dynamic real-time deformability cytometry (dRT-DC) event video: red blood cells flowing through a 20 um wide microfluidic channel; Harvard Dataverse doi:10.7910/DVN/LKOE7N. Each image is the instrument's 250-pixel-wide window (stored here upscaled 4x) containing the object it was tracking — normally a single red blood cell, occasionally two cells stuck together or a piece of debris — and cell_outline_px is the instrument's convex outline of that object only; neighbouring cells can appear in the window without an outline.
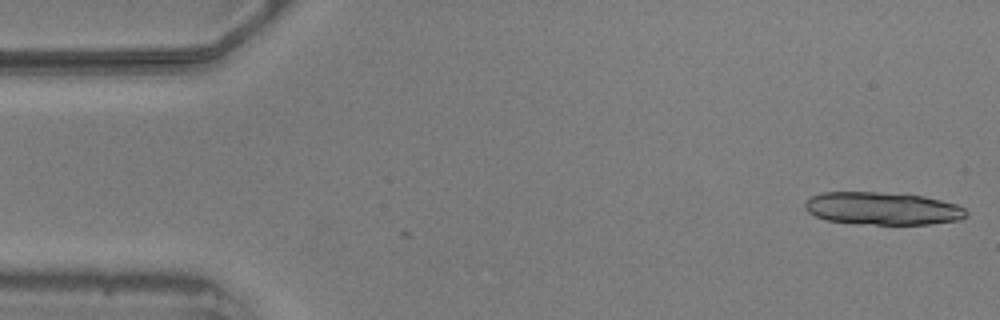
{"species": "common noctule bat (a hibernating species)", "species_latin": "Nyctalus noctula", "temperature_condition": "warm", "stored_images_in_passage": 15, "camera_frame_rate_fps": 3000, "um_per_image_px": 0.085, "animal": {"sex": "male", "body_mass_g": 20.5, "forearm_length_mm": 52.5}, "frame": {"image": 1, "passage_image": 1, "time_ms": 0.0, "image_size_px": [1000, 320], "cell_outline_px": [[968, 216], [960, 220], [928, 224], [852, 224], [824, 220], [808, 212], [804, 208], [804, 204], [812, 196], [820, 192], [876, 192], [924, 196], [956, 204], [964, 208], [968, 212]], "centroid_in_image_um": [75.0, 17.73], "position_along_channel_um": 10.0, "area_um2": 30.92}}